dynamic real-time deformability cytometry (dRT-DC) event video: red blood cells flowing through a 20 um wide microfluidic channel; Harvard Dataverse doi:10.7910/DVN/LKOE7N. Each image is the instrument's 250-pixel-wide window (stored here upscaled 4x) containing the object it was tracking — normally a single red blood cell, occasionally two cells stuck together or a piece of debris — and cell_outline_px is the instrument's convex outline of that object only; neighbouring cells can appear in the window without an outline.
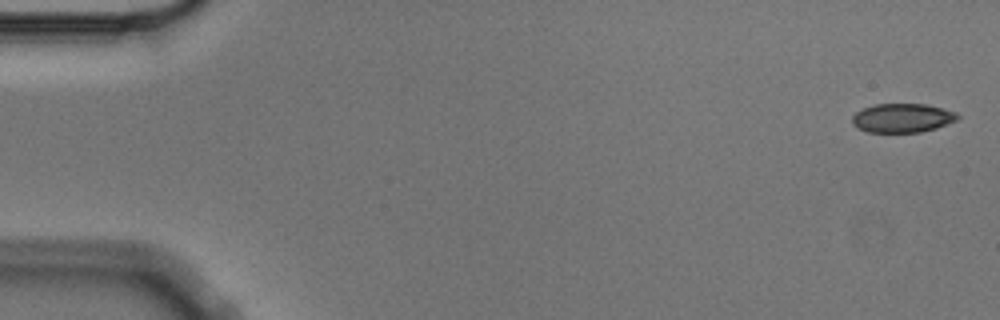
{"species": "Egyptian fruit bat (a non-hibernating species)", "species_latin": "Rousettus aegyptiacus", "temperature_condition": "cold", "stored_images_in_passage": 5, "camera_frame_rate_fps": 3000, "um_per_image_px": 0.085, "animal": {"sex": "male"}, "frame": {"image": 1, "passage_image": 1, "time_ms": 0.0, "image_size_px": [1000, 320], "cell_outline_px": [[960, 120], [936, 128], [920, 132], [868, 132], [856, 128], [852, 124], [852, 116], [856, 112], [872, 104], [924, 104], [956, 112], [960, 116]], "centroid_in_image_um": [76.7, 10.03], "position_along_channel_um": 8.3, "area_um2": 17.92}}
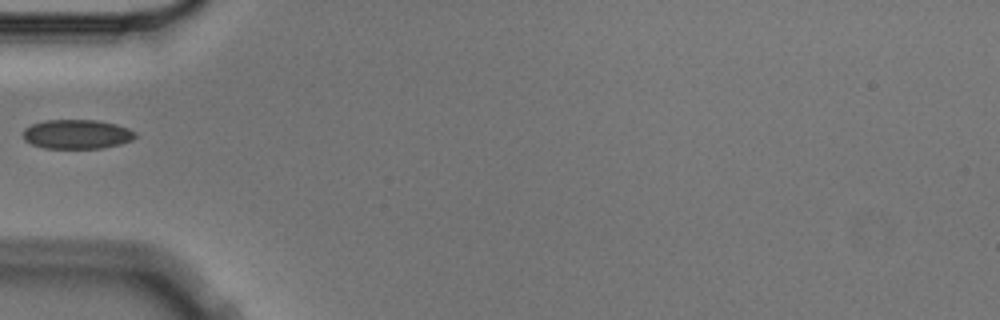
{"frame": {"image": 2, "passage_image": 5, "time_ms": 1.333, "image_size_px": [1000, 320], "cell_outline_px": [[136, 136], [132, 140], [120, 144], [100, 148], [44, 148], [32, 144], [24, 140], [24, 128], [32, 124], [44, 120], [96, 120], [116, 124], [128, 128], [136, 132]], "centroid_in_image_um": [6.54, 11.4], "position_along_channel_um": 78.5, "area_um2": 19.13}}